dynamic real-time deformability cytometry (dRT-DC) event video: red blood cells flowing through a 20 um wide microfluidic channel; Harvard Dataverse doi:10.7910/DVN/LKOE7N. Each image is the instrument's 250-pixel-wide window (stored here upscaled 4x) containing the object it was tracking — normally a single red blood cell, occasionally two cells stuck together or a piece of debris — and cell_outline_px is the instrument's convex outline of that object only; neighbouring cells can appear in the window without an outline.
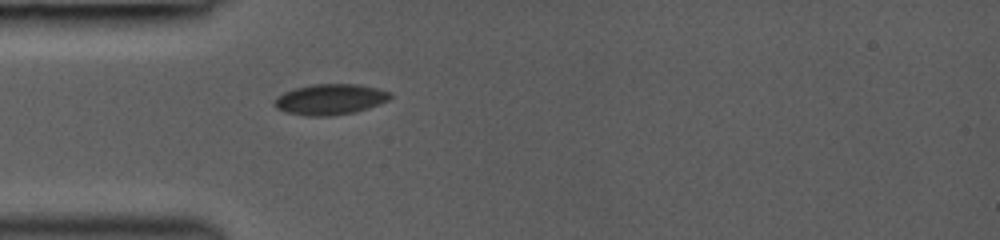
{"species": "common noctule bat (a hibernating species)", "species_latin": "Nyctalus noctula", "temperature_condition": "room temperature", "stored_images_in_passage": 32, "camera_frame_rate_fps": 3000, "um_per_image_px": 0.085, "animal": {"sex": "female", "body_mass_g": 19.0, "forearm_length_mm": 53.3}, "frame": {"image": 1, "passage_image": 1, "time_ms": 0.0, "image_size_px": [1000, 240], "cell_outline_px": [[392, 96], [388, 100], [368, 108], [356, 112], [332, 116], [304, 116], [284, 112], [276, 108], [272, 104], [276, 96], [284, 92], [296, 88], [312, 84], [360, 84], [392, 92]], "centroid_in_image_um": [28.03, 8.45], "position_along_channel_um": 57.0, "area_um2": 20.98}}
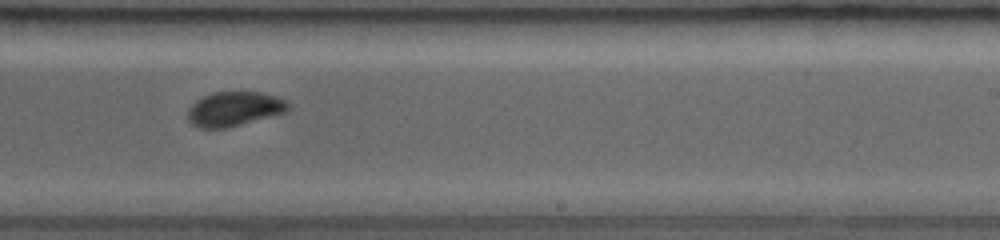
{"frame": {"image": 2, "passage_image": 16, "time_ms": 5.0, "image_size_px": [1000, 240], "cell_outline_px": [[292, 108], [284, 112], [240, 124], [224, 128], [196, 128], [188, 120], [188, 108], [196, 100], [212, 92], [260, 92], [288, 100], [292, 104]], "centroid_in_image_um": [19.91, 9.25], "position_along_channel_um": 269.1, "area_um2": 20.11}}
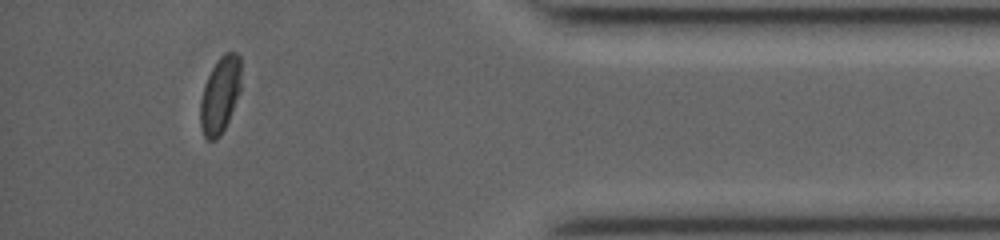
{"frame": {"image": 3, "passage_image": 28, "time_ms": 9.0, "image_size_px": [1000, 240], "cell_outline_px": [[240, 92], [228, 120], [220, 136], [216, 140], [208, 140], [204, 136], [200, 124], [200, 100], [204, 84], [216, 60], [224, 52], [236, 52], [240, 56]], "centroid_in_image_um": [18.69, 8.06], "position_along_channel_um": 416.5, "area_um2": 18.21}, "authors_computed_cell_mechanics": {"area_um2": 20.1144, "velocity_mm_per_s": 4.3253, "shape_relaxation_time_tau1_ms": 3.8314, "shape_relaxation_time_tau2_ms": null, "deformation_change_tau1": 0.1175, "deformation_change_tau2": null}}